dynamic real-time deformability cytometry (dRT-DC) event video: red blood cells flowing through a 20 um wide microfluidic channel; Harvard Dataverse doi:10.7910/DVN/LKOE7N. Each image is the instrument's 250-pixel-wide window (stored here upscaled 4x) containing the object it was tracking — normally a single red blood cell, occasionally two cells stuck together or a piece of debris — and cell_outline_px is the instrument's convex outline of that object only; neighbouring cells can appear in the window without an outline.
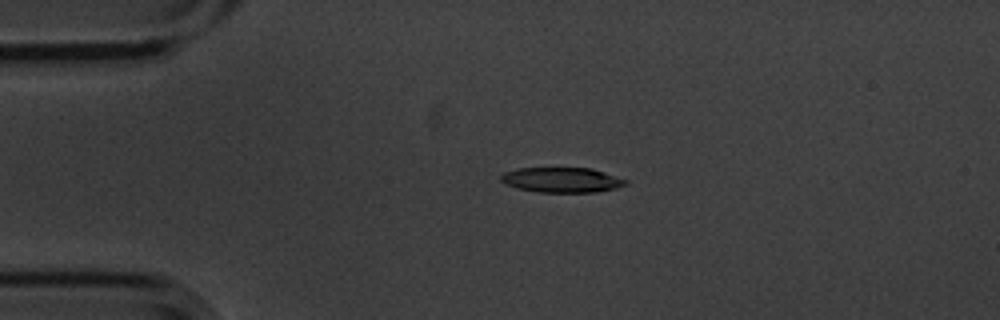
{"species": "common noctule bat (a hibernating species)", "species_latin": "Nyctalus noctula", "temperature_condition": "cold", "stored_images_in_passage": 5, "camera_frame_rate_fps": 3000, "um_per_image_px": 0.085, "animal": {"sex": "male", "body_mass_g": 20.1, "forearm_length_mm": 53.5}, "frame": {"image": 1, "passage_image": 4, "time_ms": 1.0, "image_size_px": [1000, 320], "cell_outline_px": [[628, 184], [616, 188], [596, 192], [536, 192], [516, 188], [504, 184], [500, 180], [500, 176], [504, 172], [516, 168], [592, 168], [628, 180]], "centroid_in_image_um": [47.73, 15.29], "position_along_channel_um": 37.3, "area_um2": 18.38}}